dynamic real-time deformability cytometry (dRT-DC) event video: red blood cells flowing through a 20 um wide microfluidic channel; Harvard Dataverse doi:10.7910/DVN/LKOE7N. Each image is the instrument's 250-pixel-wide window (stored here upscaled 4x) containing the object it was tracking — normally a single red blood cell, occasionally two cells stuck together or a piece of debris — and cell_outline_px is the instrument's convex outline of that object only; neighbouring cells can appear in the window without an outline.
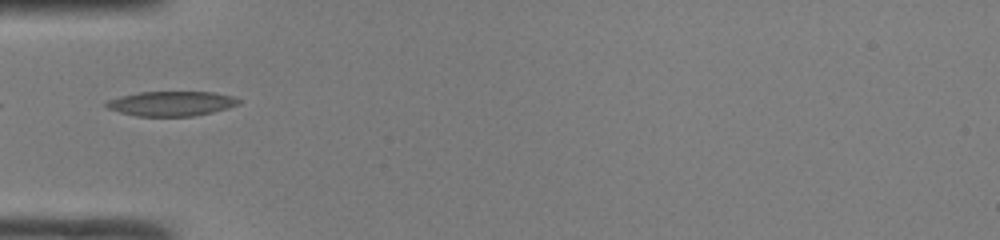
{"species": "common noctule bat (a hibernating species)", "species_latin": "Nyctalus noctula", "temperature_condition": "room temperature", "stored_images_in_passage": 33, "camera_frame_rate_fps": 3000, "um_per_image_px": 0.085, "animal": {"sex": "male", "body_mass_g": 19.0, "forearm_length_mm": 50.8}, "frame": {"image": 1, "passage_image": 1, "time_ms": 0.0, "image_size_px": [1000, 240], "cell_outline_px": [[240, 104], [228, 108], [212, 112], [192, 116], [136, 116], [120, 112], [108, 108], [104, 104], [108, 100], [120, 96], [140, 92], [212, 92], [232, 96], [240, 100]], "centroid_in_image_um": [14.57, 8.8], "position_along_channel_um": 70.4, "area_um2": 18.96}}
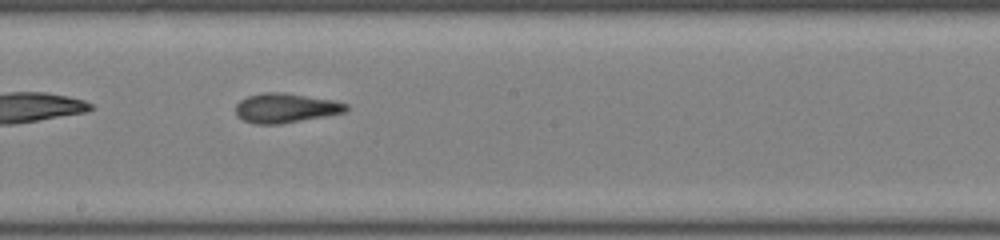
{"frame": {"image": 2, "passage_image": 12, "time_ms": 3.667, "image_size_px": [1000, 240], "cell_outline_px": [[348, 108], [344, 112], [324, 116], [280, 124], [256, 124], [244, 120], [236, 116], [236, 104], [240, 100], [248, 96], [264, 92], [284, 92], [332, 100], [348, 104]], "centroid_in_image_um": [24.24, 9.17], "position_along_channel_um": 224.0, "area_um2": 18.84}}
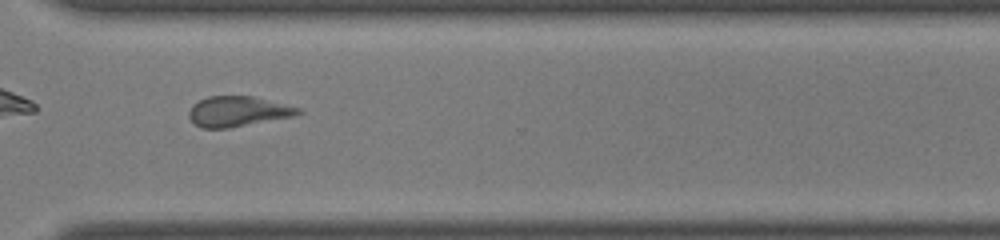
{"frame": {"image": 3, "passage_image": 21, "time_ms": 6.667, "image_size_px": [1000, 240], "cell_outline_px": [[304, 112], [296, 116], [228, 128], [200, 128], [188, 116], [188, 112], [192, 104], [208, 96], [252, 96], [300, 108]], "centroid_in_image_um": [20.22, 9.47], "position_along_channel_um": 350.4, "area_um2": 19.25}, "authors_computed_cell_mechanics": {"area_um2": 19.1318, "velocity_mm_per_s": 4.1948, "shape_relaxation_time_tau1_ms": 9.4216, "shape_relaxation_time_tau2_ms": 3.5207, "deformation_change_tau1": 0.1702, "deformation_change_tau2": 0.1365}}